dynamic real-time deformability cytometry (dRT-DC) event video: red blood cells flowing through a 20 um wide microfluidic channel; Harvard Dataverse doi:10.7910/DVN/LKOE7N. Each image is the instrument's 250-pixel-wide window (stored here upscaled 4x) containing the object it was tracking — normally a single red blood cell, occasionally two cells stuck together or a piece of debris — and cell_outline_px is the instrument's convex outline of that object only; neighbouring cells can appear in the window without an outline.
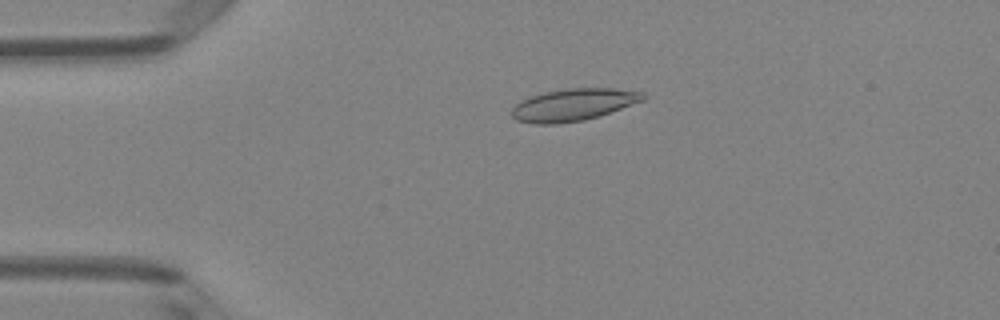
{"species": "Egyptian fruit bat (a non-hibernating species)", "species_latin": "Rousettus aegyptiacus", "temperature_condition": "room temperature", "stored_images_in_passage": 47, "camera_frame_rate_fps": 3000, "um_per_image_px": 0.085, "animal": {"sex": "female"}, "frame": {"image": 1, "passage_image": 9, "time_ms": 2.667, "image_size_px": [1000, 320], "cell_outline_px": [[648, 96], [644, 100], [600, 116], [584, 120], [556, 124], [532, 124], [516, 120], [512, 116], [512, 108], [520, 100], [528, 96], [544, 92], [568, 88], [612, 88], [644, 92]], "centroid_in_image_um": [48.73, 8.9], "position_along_channel_um": 36.3, "area_um2": 24.85}}
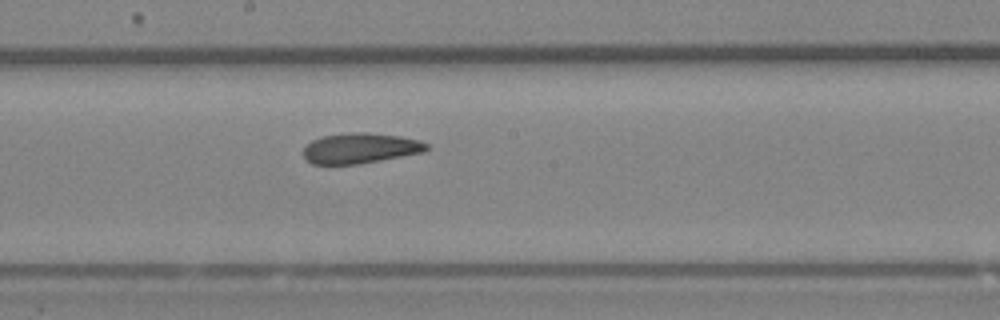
{"frame": {"image": 2, "passage_image": 25, "time_ms": 8.0, "image_size_px": [1000, 320], "cell_outline_px": [[428, 148], [424, 152], [360, 164], [312, 164], [304, 156], [304, 148], [312, 140], [320, 136], [352, 132], [368, 132], [400, 136], [420, 140], [428, 144]], "centroid_in_image_um": [30.64, 12.59], "position_along_channel_um": 217.6, "area_um2": 21.85}}
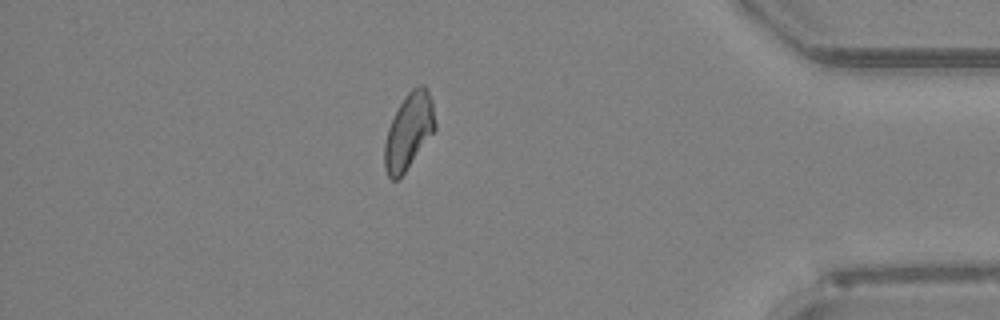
{"frame": {"image": 3, "passage_image": 41, "time_ms": 13.333, "image_size_px": [1000, 320], "cell_outline_px": [[436, 128], [404, 172], [396, 180], [392, 180], [388, 176], [384, 168], [384, 144], [388, 128], [404, 96], [412, 88], [420, 84], [424, 84], [428, 88], [432, 100], [436, 124]], "centroid_in_image_um": [34.75, 11.11], "position_along_channel_um": 400.5, "area_um2": 22.14}, "authors_computed_cell_mechanics": {"area_um2": 22.542, "velocity_mm_per_s": 4.1157, "shape_relaxation_time_tau1_ms": null, "shape_relaxation_time_tau2_ms": 3.1995, "deformation_change_tau1": null, "deformation_change_tau2": 0.0958}}